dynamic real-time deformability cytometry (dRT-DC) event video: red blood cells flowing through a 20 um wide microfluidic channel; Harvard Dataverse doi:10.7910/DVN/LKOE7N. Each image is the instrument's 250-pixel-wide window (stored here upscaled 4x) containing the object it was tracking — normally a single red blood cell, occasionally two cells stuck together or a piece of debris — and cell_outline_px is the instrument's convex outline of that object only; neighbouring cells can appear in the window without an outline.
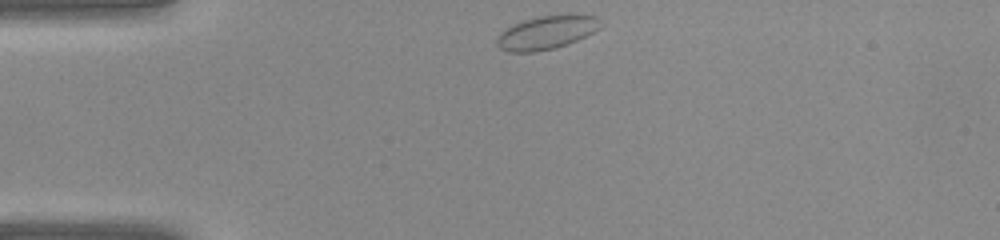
{"species": "common noctule bat (a hibernating species)", "species_latin": "Nyctalus noctula", "temperature_condition": "warm", "stored_images_in_passage": 32, "camera_frame_rate_fps": 3000, "um_per_image_px": 0.085, "animal": {"sex": "female", "body_mass_g": 22.0, "forearm_length_mm": 56.7}, "frame": {"image": 1, "passage_image": 1, "time_ms": 0.0, "image_size_px": [1000, 240], "cell_outline_px": [[600, 28], [568, 44], [552, 48], [532, 52], [508, 52], [500, 48], [496, 44], [496, 40], [500, 32], [512, 24], [524, 20], [540, 16], [600, 16]], "centroid_in_image_um": [46.39, 2.78], "position_along_channel_um": 38.6, "area_um2": 19.71}}
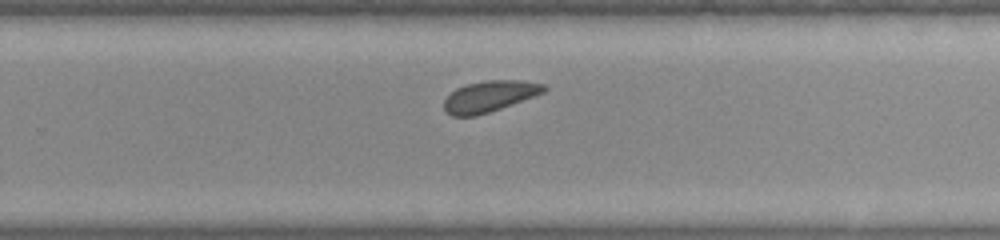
{"frame": {"image": 2, "passage_image": 18, "time_ms": 5.667, "image_size_px": [1000, 240], "cell_outline_px": [[548, 88], [544, 92], [500, 108], [476, 116], [452, 116], [444, 108], [444, 100], [456, 88], [468, 84], [484, 80], [520, 80], [544, 84]], "centroid_in_image_um": [41.6, 8.17], "position_along_channel_um": 288.2, "area_um2": 17.8}}
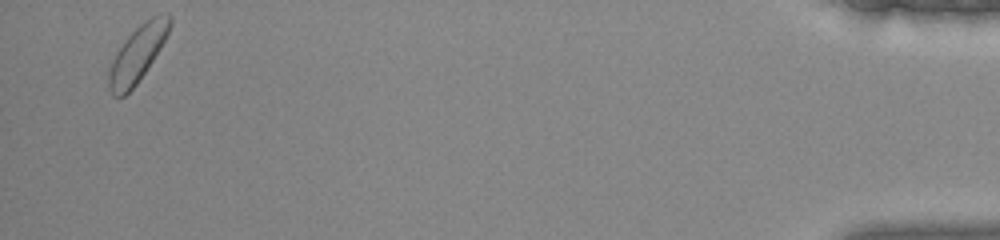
{"frame": {"image": 3, "passage_image": 31, "time_ms": 10.0, "image_size_px": [1000, 240], "cell_outline_px": [[172, 24], [160, 48], [136, 84], [124, 96], [112, 96], [108, 88], [108, 72], [112, 60], [128, 36], [144, 20], [152, 16], [168, 12], [172, 20]], "centroid_in_image_um": [11.68, 4.56], "position_along_channel_um": 423.5, "area_um2": 19.54}}